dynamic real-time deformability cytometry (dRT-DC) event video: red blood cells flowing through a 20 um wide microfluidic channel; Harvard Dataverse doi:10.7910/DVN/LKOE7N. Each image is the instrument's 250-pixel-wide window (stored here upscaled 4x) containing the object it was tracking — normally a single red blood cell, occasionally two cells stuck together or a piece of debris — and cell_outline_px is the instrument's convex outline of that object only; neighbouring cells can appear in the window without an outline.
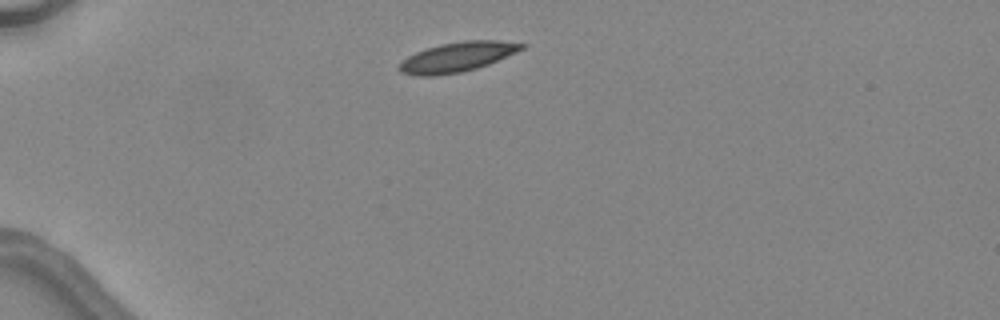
{"species": "common noctule bat (a hibernating species)", "species_latin": "Nyctalus noctula", "temperature_condition": "warm", "stored_images_in_passage": 3, "camera_frame_rate_fps": 3000, "um_per_image_px": 0.085, "animal": {"sex": "female", "body_mass_g": 24.6, "forearm_length_mm": 56.2}, "frame": {"image": 1, "passage_image": 1, "time_ms": 0.0, "image_size_px": [1000, 320], "cell_outline_px": [[528, 44], [524, 48], [516, 52], [488, 64], [476, 68], [460, 72], [432, 76], [416, 76], [400, 72], [396, 68], [408, 56], [416, 52], [440, 44], [464, 40], [500, 40]], "centroid_in_image_um": [38.87, 4.84], "position_along_channel_um": 46.1, "area_um2": 21.1}}